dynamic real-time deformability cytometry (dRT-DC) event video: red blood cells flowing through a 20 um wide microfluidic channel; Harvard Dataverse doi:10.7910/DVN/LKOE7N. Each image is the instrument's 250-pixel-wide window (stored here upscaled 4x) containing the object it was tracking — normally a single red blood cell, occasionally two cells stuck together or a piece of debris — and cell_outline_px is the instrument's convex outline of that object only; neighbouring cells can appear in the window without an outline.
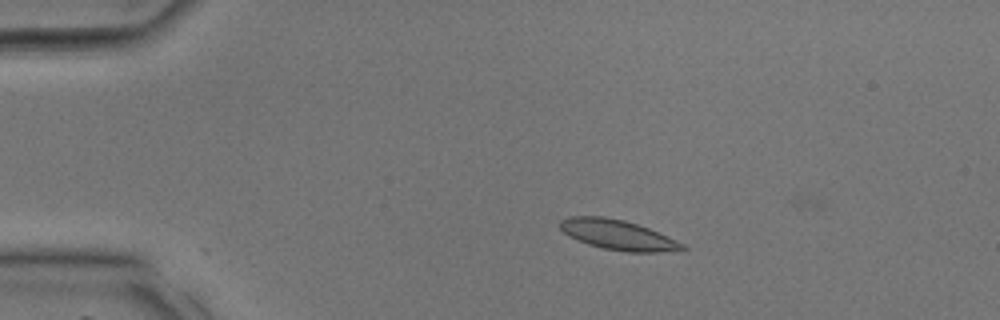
{"species": "common noctule bat (a hibernating species)", "species_latin": "Nyctalus noctula", "temperature_condition": "room temperature", "stored_images_in_passage": 31, "camera_frame_rate_fps": 3000, "um_per_image_px": 0.085, "animal": {"sex": "male", "body_mass_g": 17.9, "forearm_length_mm": 54.2}, "frame": {"image": 1, "passage_image": 1, "time_ms": 0.0, "image_size_px": [1000, 320], "cell_outline_px": [[688, 248], [660, 252], [628, 252], [604, 248], [588, 244], [564, 232], [560, 228], [560, 220], [568, 216], [604, 216], [624, 220], [648, 228], [684, 244]], "centroid_in_image_um": [52.5, 19.95], "position_along_channel_um": 32.5, "area_um2": 20.92}}
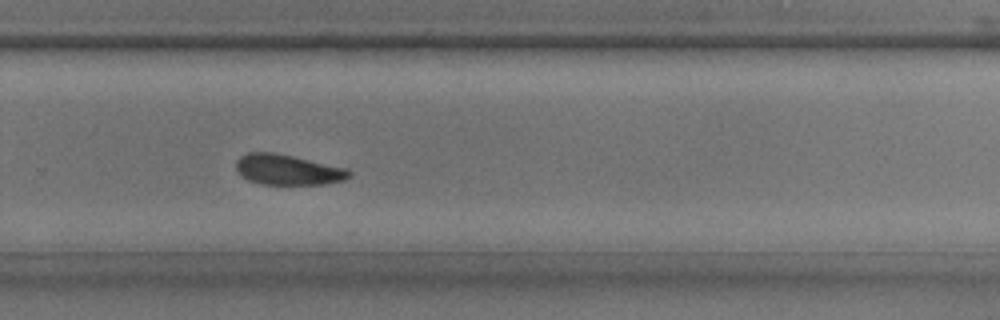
{"frame": {"image": 2, "passage_image": 19, "time_ms": 6.0, "image_size_px": [1000, 320], "cell_outline_px": [[352, 176], [344, 180], [324, 184], [260, 184], [248, 180], [236, 168], [236, 160], [240, 156], [248, 152], [272, 152], [292, 156], [348, 168], [352, 172]], "centroid_in_image_um": [24.49, 14.42], "position_along_channel_um": 305.3, "area_um2": 20.0}}
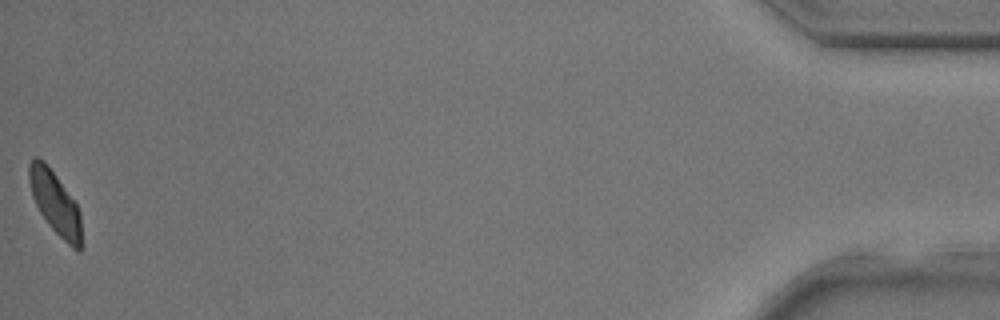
{"frame": {"image": 3, "passage_image": 31, "time_ms": 10.0, "image_size_px": [1000, 320], "cell_outline_px": [[84, 248], [80, 252], [76, 252], [48, 224], [40, 212], [32, 196], [28, 180], [28, 164], [36, 156], [44, 160], [56, 176], [76, 204], [80, 212]], "centroid_in_image_um": [4.72, 17.31], "position_along_channel_um": 430.5, "area_um2": 19.42}}